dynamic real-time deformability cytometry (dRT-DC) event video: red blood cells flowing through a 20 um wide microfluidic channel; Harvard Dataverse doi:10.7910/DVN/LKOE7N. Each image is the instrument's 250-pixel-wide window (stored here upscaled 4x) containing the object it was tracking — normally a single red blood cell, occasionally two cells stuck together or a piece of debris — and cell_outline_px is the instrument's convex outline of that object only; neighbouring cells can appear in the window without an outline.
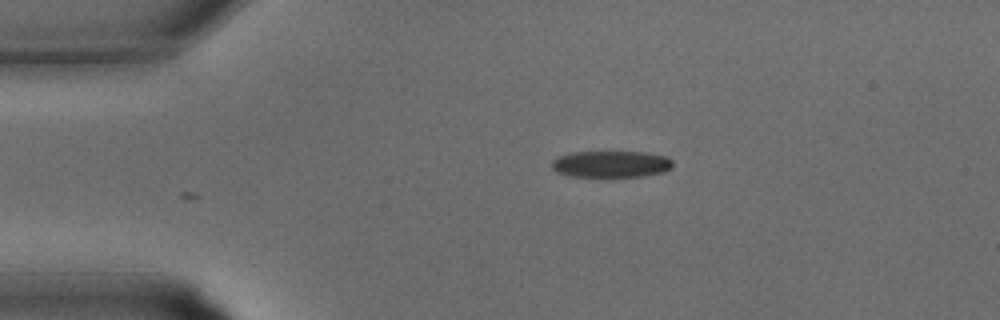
{"species": "common noctule bat (a hibernating species)", "species_latin": "Nyctalus noctula", "temperature_condition": "warm", "stored_images_in_passage": 21, "camera_frame_rate_fps": 3000, "um_per_image_px": 0.085, "animal": {"sex": "male", "body_mass_g": 15.6}, "frame": {"image": 1, "passage_image": 1, "time_ms": 0.0, "image_size_px": [1000, 320], "cell_outline_px": [[672, 168], [664, 172], [644, 176], [568, 176], [556, 172], [552, 168], [552, 160], [556, 156], [572, 152], [648, 152], [668, 156], [672, 160]], "centroid_in_image_um": [51.95, 13.94], "position_along_channel_um": 33.1, "area_um2": 18.96}}
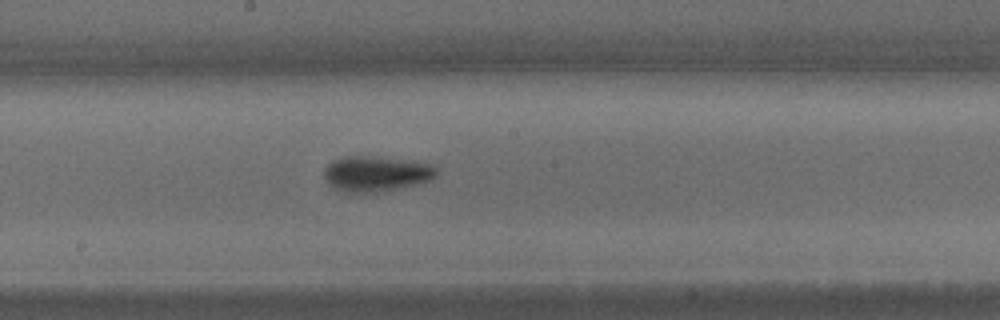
{"frame": {"image": 2, "passage_image": 12, "time_ms": 3.667, "image_size_px": [1000, 320], "cell_outline_px": [[436, 176], [428, 180], [396, 188], [376, 192], [344, 192], [332, 188], [324, 176], [324, 168], [332, 160], [344, 156], [364, 156], [416, 160], [432, 164], [436, 168]], "centroid_in_image_um": [31.93, 14.74], "position_along_channel_um": 216.3, "area_um2": 23.06}}
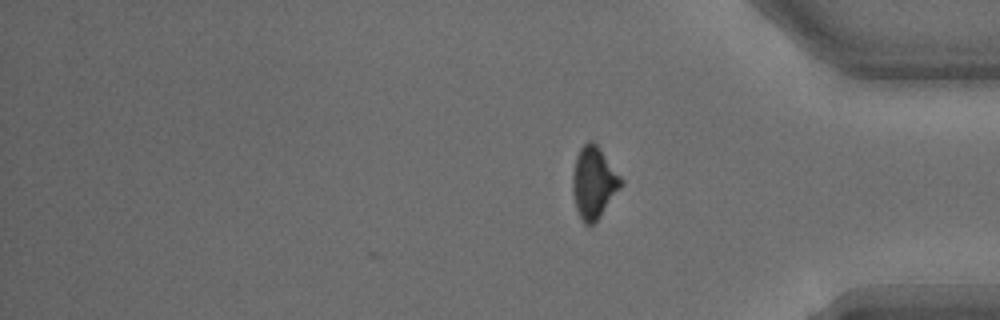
{"frame": {"image": 3, "passage_image": 21, "time_ms": 6.667, "image_size_px": [1000, 320], "cell_outline_px": [[624, 184], [596, 220], [592, 224], [584, 224], [576, 208], [572, 192], [572, 172], [576, 156], [580, 148], [588, 140], [592, 140], [600, 148], [624, 180]], "centroid_in_image_um": [50.47, 15.48], "position_along_channel_um": 384.7, "area_um2": 20.23}}